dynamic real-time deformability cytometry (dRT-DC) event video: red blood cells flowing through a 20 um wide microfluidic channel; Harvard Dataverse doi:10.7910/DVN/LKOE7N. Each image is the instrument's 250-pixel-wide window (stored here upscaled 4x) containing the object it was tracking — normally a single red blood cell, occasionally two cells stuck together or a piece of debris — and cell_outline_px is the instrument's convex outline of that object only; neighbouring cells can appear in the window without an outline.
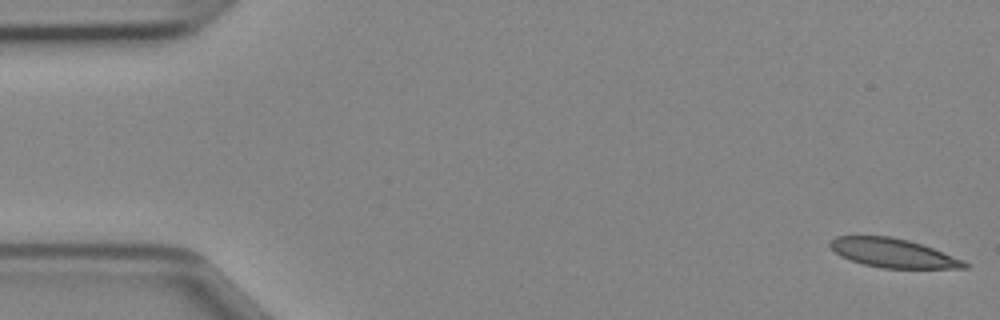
{"species": "Egyptian fruit bat (a non-hibernating species)", "species_latin": "Rousettus aegyptiacus", "temperature_condition": "cold", "stored_images_in_passage": 48, "segment_of_instrument_passage": [1, 2], "camera_frame_rate_fps": 3000, "um_per_image_px": 0.085, "animal": {"sex": "female"}, "frame": {"image": 1, "passage_image": 1, "time_ms": 0.0, "image_size_px": [1000, 320], "cell_outline_px": [[972, 264], [968, 268], [880, 268], [864, 264], [840, 256], [828, 244], [836, 236], [888, 236], [908, 240], [932, 248], [964, 260]], "centroid_in_image_um": [75.94, 21.51], "position_along_channel_um": 9.1, "area_um2": 22.48}}
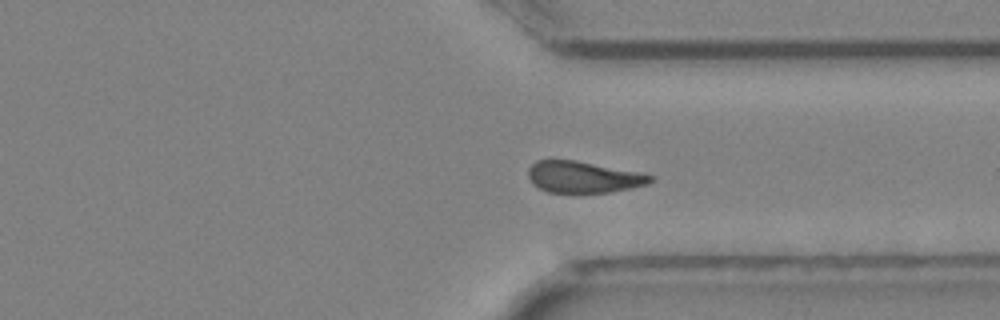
{"frame": {"image": 2, "passage_image": 35, "time_ms": 11.333, "image_size_px": [1000, 320], "cell_outline_px": [[652, 180], [648, 184], [632, 188], [608, 192], [548, 192], [532, 184], [528, 176], [528, 168], [536, 160], [576, 160], [640, 172], [652, 176]], "centroid_in_image_um": [49.57, 15.04], "position_along_channel_um": 361.8, "area_um2": 22.31}}
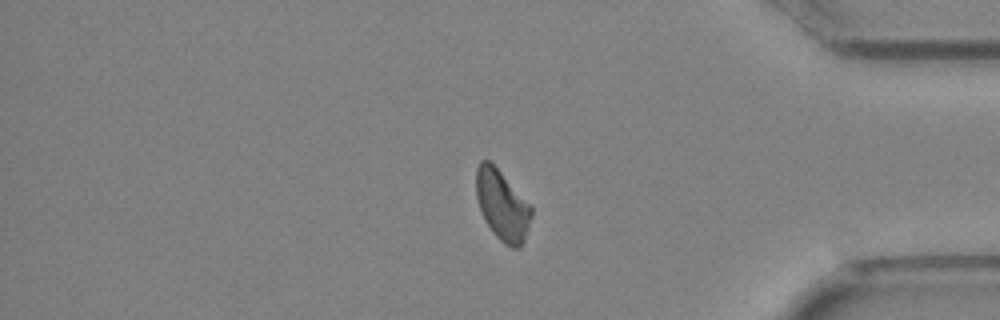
{"frame": {"image": 3, "passage_image": 39, "time_ms": 12.667, "image_size_px": [1000, 320], "cell_outline_px": [[532, 216], [524, 244], [516, 248], [512, 248], [504, 244], [492, 232], [480, 208], [476, 196], [476, 168], [480, 160], [488, 160], [532, 204]], "centroid_in_image_um": [42.72, 17.47], "position_along_channel_um": 392.5, "area_um2": 22.6}}